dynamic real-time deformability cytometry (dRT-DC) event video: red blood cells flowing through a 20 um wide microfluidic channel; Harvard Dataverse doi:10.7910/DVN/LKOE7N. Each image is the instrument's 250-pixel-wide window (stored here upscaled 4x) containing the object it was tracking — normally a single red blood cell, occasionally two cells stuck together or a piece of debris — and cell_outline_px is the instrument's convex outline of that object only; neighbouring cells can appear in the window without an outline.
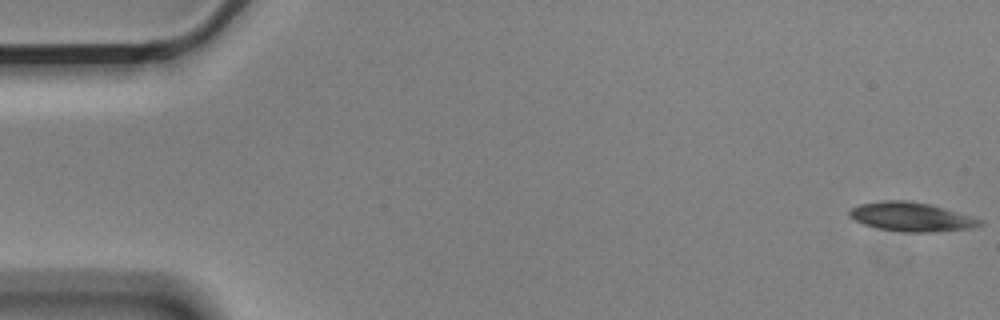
{"species": "Egyptian fruit bat (a non-hibernating species)", "species_latin": "Rousettus aegyptiacus", "temperature_condition": "cold", "stored_images_in_passage": 5, "camera_frame_rate_fps": 3000, "um_per_image_px": 0.085, "animal": {"sex": "male"}, "frame": {"image": 1, "passage_image": 1, "time_ms": 0.0, "image_size_px": [1000, 320], "cell_outline_px": [[984, 224], [972, 228], [928, 232], [904, 232], [876, 228], [864, 224], [848, 216], [848, 212], [852, 208], [860, 204], [884, 200], [908, 200], [932, 204], [972, 216], [984, 220]], "centroid_in_image_um": [77.49, 18.42], "position_along_channel_um": 7.5, "area_um2": 22.2}}
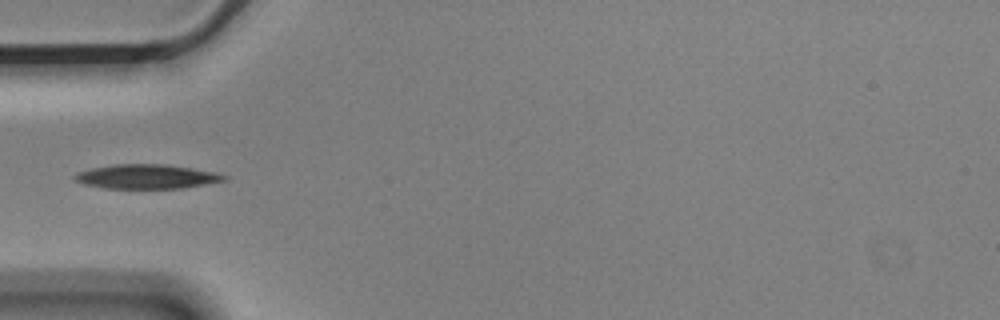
{"frame": {"image": 2, "passage_image": 5, "time_ms": 1.333, "image_size_px": [1000, 320], "cell_outline_px": [[228, 176], [224, 180], [204, 184], [180, 188], [104, 188], [84, 184], [76, 180], [72, 176], [80, 172], [92, 168], [116, 164], [164, 164], [216, 172]], "centroid_in_image_um": [12.45, 15.0], "position_along_channel_um": 72.5, "area_um2": 20.81}}